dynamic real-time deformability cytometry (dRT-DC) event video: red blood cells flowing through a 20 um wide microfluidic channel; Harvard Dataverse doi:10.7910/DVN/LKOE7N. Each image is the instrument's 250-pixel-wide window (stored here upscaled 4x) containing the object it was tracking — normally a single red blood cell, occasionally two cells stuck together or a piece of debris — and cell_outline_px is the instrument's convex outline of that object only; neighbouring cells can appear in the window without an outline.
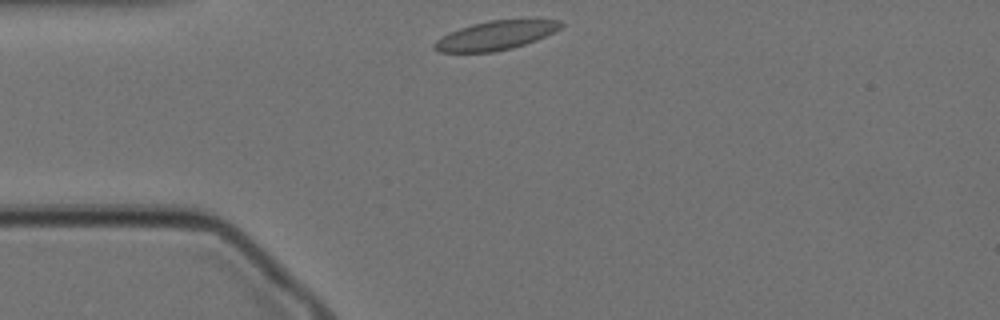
{"species": "Egyptian fruit bat (a non-hibernating species)", "species_latin": "Rousettus aegyptiacus", "temperature_condition": "cold", "stored_images_in_passage": 46, "camera_frame_rate_fps": 3000, "um_per_image_px": 0.085, "animal": {"sex": "female"}, "frame": {"image": 1, "passage_image": 1, "time_ms": 0.0, "image_size_px": [1000, 320], "cell_outline_px": [[564, 24], [560, 28], [536, 40], [512, 48], [492, 52], [440, 52], [432, 48], [432, 44], [436, 40], [448, 32], [472, 24], [488, 20], [560, 20]], "centroid_in_image_um": [42.06, 3.02], "position_along_channel_um": 42.9, "area_um2": 21.15}}
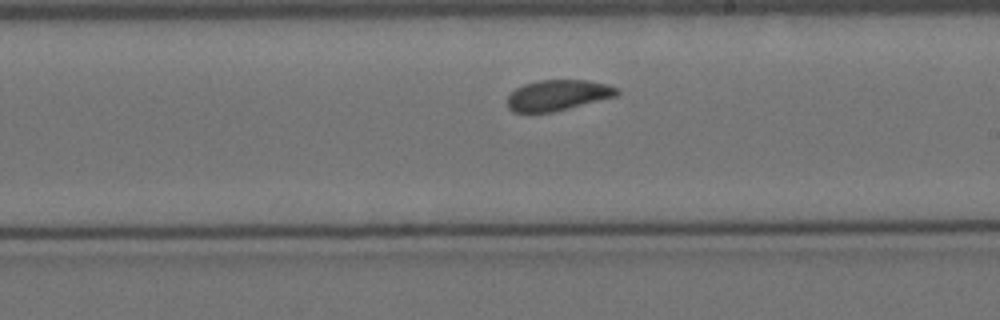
{"frame": {"image": 2, "passage_image": 20, "time_ms": 6.333, "image_size_px": [1000, 320], "cell_outline_px": [[620, 92], [616, 96], [552, 112], [512, 112], [508, 108], [508, 96], [516, 88], [524, 84], [540, 80], [588, 80], [608, 84], [616, 88]], "centroid_in_image_um": [47.41, 8.08], "position_along_channel_um": 241.6, "area_um2": 19.42}}
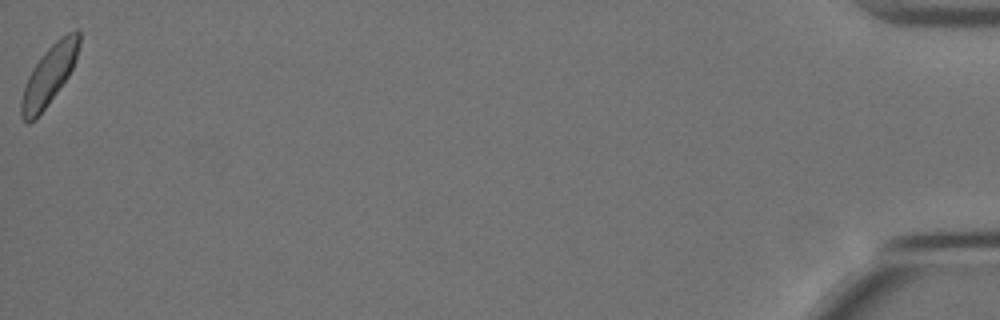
{"frame": {"image": 3, "passage_image": 46, "time_ms": 15.0, "image_size_px": [1000, 320], "cell_outline_px": [[80, 44], [72, 68], [68, 76], [36, 120], [28, 124], [20, 116], [20, 100], [28, 76], [32, 68], [40, 56], [60, 36], [76, 28], [80, 32]], "centroid_in_image_um": [4.15, 6.39], "position_along_channel_um": 431.0, "area_um2": 20.0}, "authors_computed_cell_mechanics": {"area_um2": 20.0855, "velocity_mm_per_s": 3.4013, "shape_relaxation_time_tau1_ms": 3.0577, "shape_relaxation_time_tau2_ms": null, "deformation_change_tau1": 0.0792, "deformation_change_tau2": null}}